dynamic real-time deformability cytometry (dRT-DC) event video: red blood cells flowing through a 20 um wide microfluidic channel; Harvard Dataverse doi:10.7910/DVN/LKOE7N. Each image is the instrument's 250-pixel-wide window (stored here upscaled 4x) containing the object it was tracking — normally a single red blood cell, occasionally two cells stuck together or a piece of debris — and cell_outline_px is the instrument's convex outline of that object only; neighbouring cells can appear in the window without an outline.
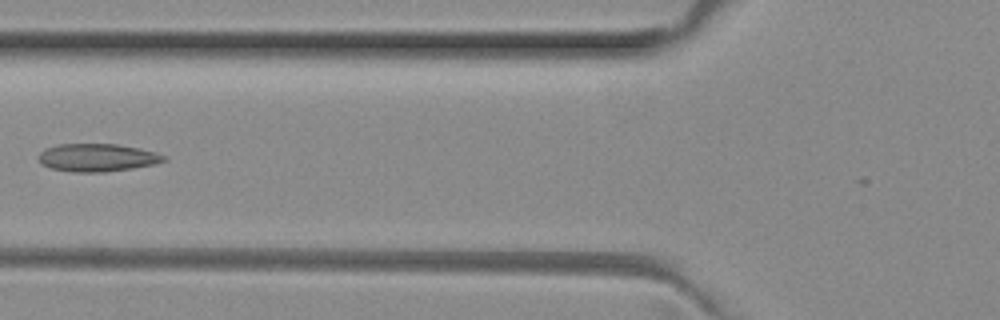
{"species": "common noctule bat (a hibernating species)", "species_latin": "Nyctalus noctula", "temperature_condition": "room temperature", "stored_images_in_passage": 4, "camera_frame_rate_fps": 3000, "um_per_image_px": 0.085, "animal": {"sex": "female", "body_mass_g": 29.2, "forearm_length_mm": 56.3}, "frame": {"image": 1, "passage_image": 3, "time_ms": 0.667, "image_size_px": [1000, 320], "cell_outline_px": [[168, 160], [156, 164], [132, 168], [104, 172], [72, 172], [52, 168], [40, 164], [40, 152], [48, 148], [60, 144], [116, 144], [140, 148], [156, 152], [168, 156]], "centroid_in_image_um": [8.34, 13.4], "position_along_channel_um": 117.5, "area_um2": 20.35}}
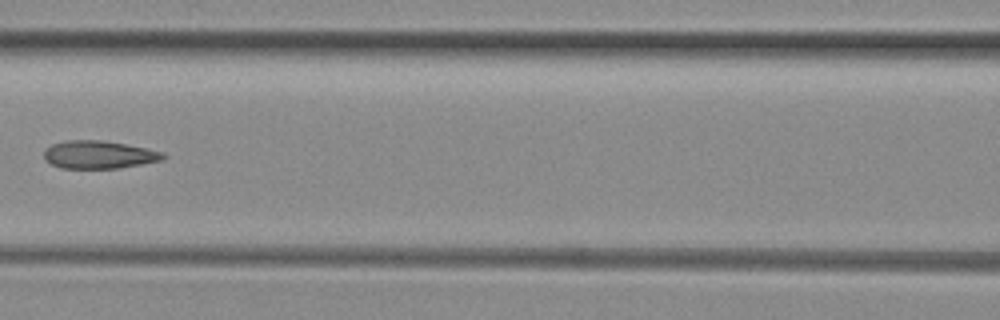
{"frame": {"image": 2, "passage_image": 4, "time_ms": 1.0, "image_size_px": [1000, 320], "cell_outline_px": [[168, 156], [160, 160], [140, 164], [116, 168], [60, 168], [44, 160], [44, 148], [52, 144], [64, 140], [100, 140], [128, 144], [148, 148], [164, 152]], "centroid_in_image_um": [8.38, 13.13], "position_along_channel_um": 158.2, "area_um2": 19.48}}